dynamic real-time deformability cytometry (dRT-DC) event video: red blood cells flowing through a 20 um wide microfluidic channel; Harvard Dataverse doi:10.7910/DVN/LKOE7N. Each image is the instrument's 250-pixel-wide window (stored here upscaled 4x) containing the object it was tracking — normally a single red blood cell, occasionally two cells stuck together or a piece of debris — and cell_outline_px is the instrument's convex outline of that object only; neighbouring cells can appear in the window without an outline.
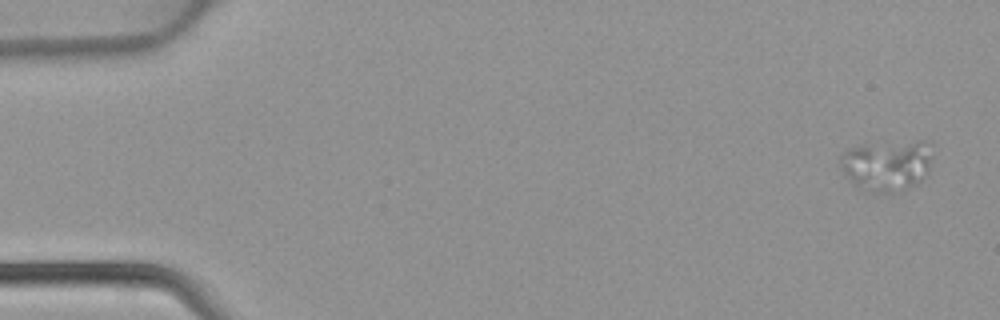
{"species": "common noctule bat (a hibernating species)", "species_latin": "Nyctalus noctula", "temperature_condition": "warm", "stored_images_in_passage": 3, "camera_frame_rate_fps": 3000, "um_per_image_px": 0.085, "animal": {"sex": "female", "body_mass_g": 22.7, "forearm_length_mm": 54.2}, "frame": {"image": 1, "passage_image": 1, "time_ms": 0.0, "image_size_px": [1000, 320], "cell_outline_px": [[932, 156], [928, 172], [916, 184], [908, 188], [892, 192], [872, 192], [860, 188], [852, 184], [844, 176], [840, 168], [840, 156], [848, 148], [860, 144], [916, 140], [932, 140]], "centroid_in_image_um": [75.39, 14.0], "position_along_channel_um": 9.6, "area_um2": 28.15}}
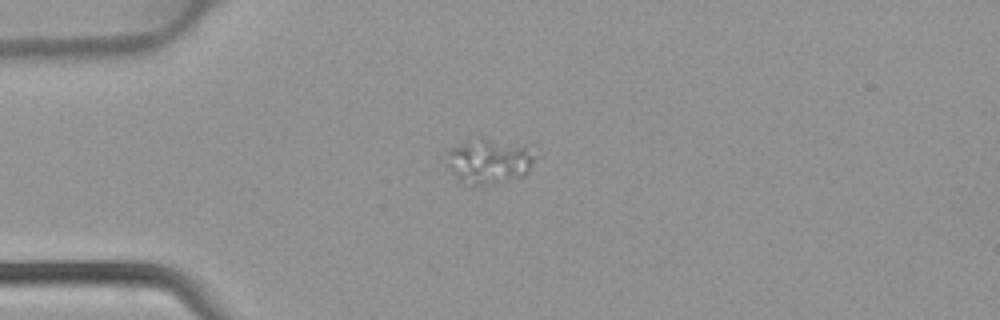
{"frame": {"image": 2, "passage_image": 3, "time_ms": 0.667, "image_size_px": [1000, 320], "cell_outline_px": [[540, 156], [528, 172], [524, 176], [484, 184], [472, 184], [460, 180], [444, 164], [448, 152], [452, 148], [468, 140], [484, 136], [536, 144]], "centroid_in_image_um": [41.75, 13.59], "position_along_channel_um": 43.2, "area_um2": 24.45}}